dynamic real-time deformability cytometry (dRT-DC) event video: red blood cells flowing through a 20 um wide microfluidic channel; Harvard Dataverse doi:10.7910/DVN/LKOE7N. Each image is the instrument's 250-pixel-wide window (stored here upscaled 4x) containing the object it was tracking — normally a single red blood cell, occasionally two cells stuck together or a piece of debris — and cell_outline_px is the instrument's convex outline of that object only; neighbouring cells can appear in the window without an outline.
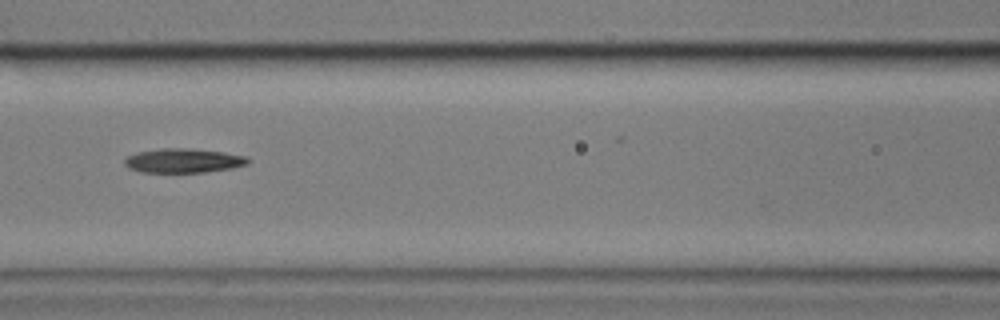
{"species": "common noctule bat (a hibernating species)", "species_latin": "Nyctalus noctula", "temperature_condition": "cold", "stored_images_in_passage": 17, "camera_frame_rate_fps": 3000, "um_per_image_px": 0.085, "animal": {"sex": "male", "body_mass_g": 17.9}, "frame": {"image": 1, "passage_image": 10, "time_ms": 3.0, "image_size_px": [1000, 320], "cell_outline_px": [[252, 160], [248, 164], [232, 168], [204, 172], [140, 172], [128, 168], [124, 164], [124, 160], [128, 156], [140, 152], [160, 148], [192, 148], [224, 152], [248, 156]], "centroid_in_image_um": [15.64, 13.65], "position_along_channel_um": 151.0, "area_um2": 17.57}}